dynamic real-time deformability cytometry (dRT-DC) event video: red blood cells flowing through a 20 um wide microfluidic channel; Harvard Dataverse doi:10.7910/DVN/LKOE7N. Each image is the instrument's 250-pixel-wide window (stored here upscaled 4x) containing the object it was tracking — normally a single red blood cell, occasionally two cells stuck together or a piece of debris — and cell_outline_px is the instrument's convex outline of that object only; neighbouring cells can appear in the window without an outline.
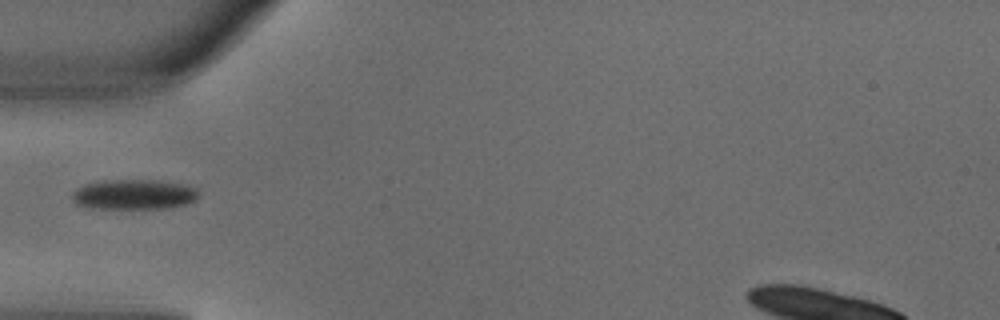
{"species": "common noctule bat (a hibernating species)", "species_latin": "Nyctalus noctula", "temperature_condition": "warm", "stored_images_in_passage": 1, "camera_frame_rate_fps": 3000, "um_per_image_px": 0.085, "animal": {"sex": "male", "body_mass_g": 18.8}, "frame": {"image": 1, "passage_image": 1, "time_ms": 0.0, "image_size_px": [1000, 320], "cell_outline_px": [[200, 196], [196, 200], [188, 204], [172, 208], [88, 208], [76, 204], [72, 200], [72, 192], [76, 188], [84, 184], [104, 180], [160, 180], [184, 184], [196, 188], [200, 192]], "centroid_in_image_um": [11.42, 16.52], "position_along_channel_um": 73.6, "area_um2": 22.6}}